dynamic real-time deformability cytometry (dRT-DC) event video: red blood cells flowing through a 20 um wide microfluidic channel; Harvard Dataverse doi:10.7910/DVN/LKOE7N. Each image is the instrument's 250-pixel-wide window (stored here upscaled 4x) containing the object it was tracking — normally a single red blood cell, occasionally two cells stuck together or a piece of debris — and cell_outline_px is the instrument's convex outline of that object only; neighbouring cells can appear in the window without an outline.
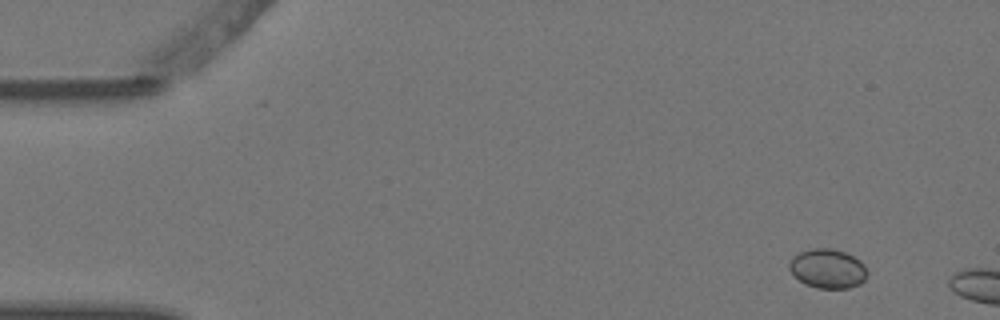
{"species": "Egyptian fruit bat (a non-hibernating species)", "species_latin": "Rousettus aegyptiacus", "temperature_condition": "warm", "stored_images_in_passage": 3, "camera_frame_rate_fps": 3000, "um_per_image_px": 0.085, "animal": {"sex": "female"}, "frame": {"image": 1, "passage_image": 2, "time_ms": 0.333, "image_size_px": [1000, 320], "cell_outline_px": [[868, 276], [860, 284], [848, 288], [816, 288], [804, 284], [788, 268], [788, 264], [792, 256], [800, 252], [812, 248], [832, 248], [844, 252], [860, 260], [864, 264], [868, 272]], "centroid_in_image_um": [70.36, 22.83], "position_along_channel_um": 14.6, "area_um2": 17.98}}